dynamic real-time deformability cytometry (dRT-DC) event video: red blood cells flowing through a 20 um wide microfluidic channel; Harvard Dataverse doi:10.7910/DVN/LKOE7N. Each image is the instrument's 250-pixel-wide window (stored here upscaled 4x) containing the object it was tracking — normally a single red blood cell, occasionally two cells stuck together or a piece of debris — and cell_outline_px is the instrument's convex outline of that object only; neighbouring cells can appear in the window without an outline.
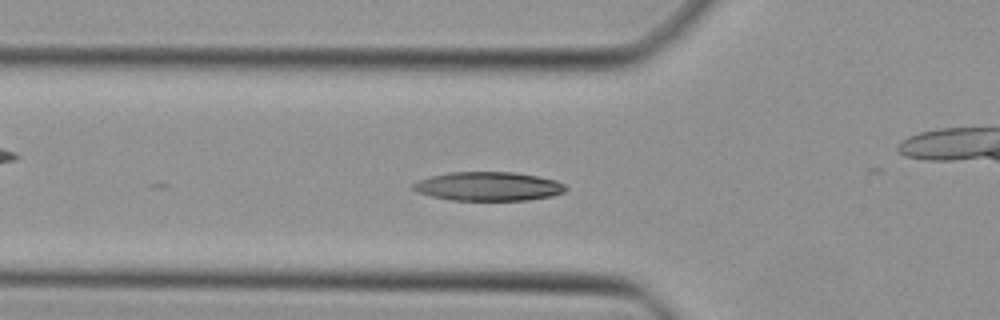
{"species": "Egyptian fruit bat (a non-hibernating species)", "species_latin": "Rousettus aegyptiacus", "temperature_condition": "cold", "stored_images_in_passage": 25, "camera_frame_rate_fps": 3000, "um_per_image_px": 0.085, "animal": {"sex": "female"}, "frame": {"image": 1, "passage_image": 16, "time_ms": 5.0, "image_size_px": [1000, 320], "cell_outline_px": [[568, 188], [564, 192], [552, 196], [528, 200], [452, 200], [432, 196], [416, 192], [412, 188], [412, 184], [416, 180], [448, 172], [516, 172], [556, 180], [564, 184]], "centroid_in_image_um": [41.5, 15.84], "position_along_channel_um": 84.3, "area_um2": 25.78}}
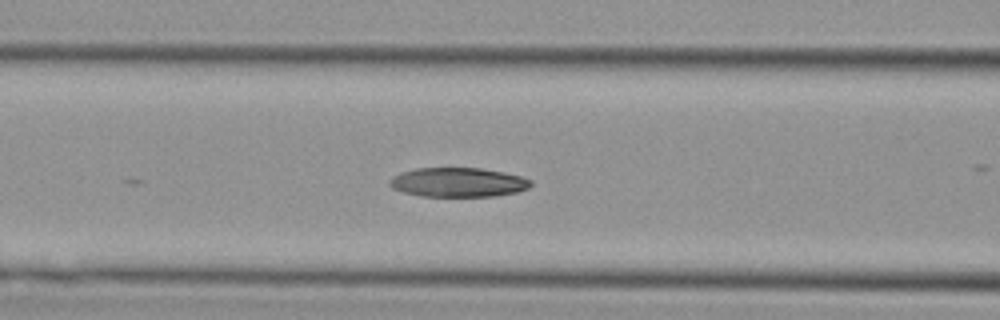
{"frame": {"image": 2, "passage_image": 19, "time_ms": 6.0, "image_size_px": [1000, 320], "cell_outline_px": [[532, 184], [528, 188], [516, 192], [496, 196], [420, 196], [404, 192], [392, 188], [388, 184], [388, 180], [392, 176], [416, 168], [480, 168], [504, 172], [520, 176], [532, 180]], "centroid_in_image_um": [38.93, 15.49], "position_along_channel_um": 127.7, "area_um2": 24.1}}
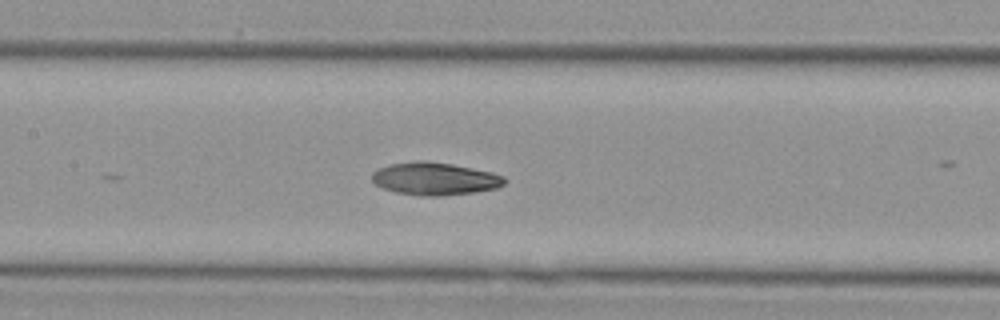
{"frame": {"image": 3, "passage_image": 22, "time_ms": 7.0, "image_size_px": [1000, 320], "cell_outline_px": [[508, 180], [504, 184], [496, 188], [472, 192], [440, 196], [428, 196], [396, 192], [384, 188], [376, 184], [372, 180], [372, 172], [388, 164], [420, 160], [428, 160], [452, 164], [492, 172], [504, 176]], "centroid_in_image_um": [36.97, 15.17], "position_along_channel_um": 170.4, "area_um2": 25.14}}